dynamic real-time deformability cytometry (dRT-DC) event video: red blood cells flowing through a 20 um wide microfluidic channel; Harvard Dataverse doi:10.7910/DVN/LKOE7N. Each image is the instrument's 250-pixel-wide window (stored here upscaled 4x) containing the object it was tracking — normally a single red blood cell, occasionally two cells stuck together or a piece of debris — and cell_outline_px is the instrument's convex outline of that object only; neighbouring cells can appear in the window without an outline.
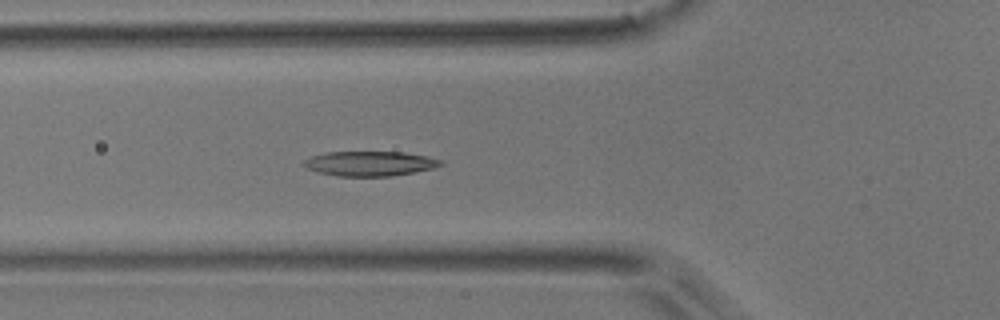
{"species": "common noctule bat (a hibernating species)", "species_latin": "Nyctalus noctula", "temperature_condition": "room temperature", "stored_images_in_passage": 6, "camera_frame_rate_fps": 3000, "um_per_image_px": 0.085, "animal": {"sex": "male", "body_mass_g": 17.9}, "frame": {"image": 1, "passage_image": 6, "time_ms": 1.667, "image_size_px": [1000, 320], "cell_outline_px": [[444, 164], [432, 168], [392, 176], [336, 176], [320, 172], [308, 168], [304, 164], [304, 160], [312, 156], [328, 152], [404, 152], [428, 156], [444, 160]], "centroid_in_image_um": [31.49, 13.89], "position_along_channel_um": 94.3, "area_um2": 19.59}}